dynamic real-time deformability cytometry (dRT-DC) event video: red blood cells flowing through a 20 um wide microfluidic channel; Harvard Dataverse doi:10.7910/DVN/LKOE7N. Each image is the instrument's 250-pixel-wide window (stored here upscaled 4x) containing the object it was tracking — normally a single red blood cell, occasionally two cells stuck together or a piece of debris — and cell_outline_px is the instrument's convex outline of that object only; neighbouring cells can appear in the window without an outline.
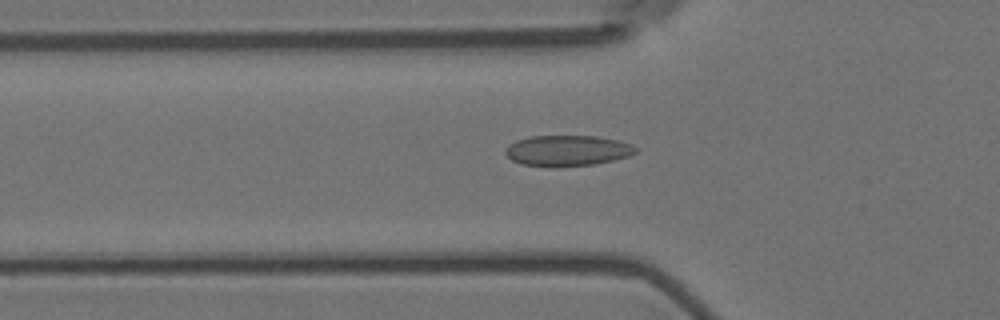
{"species": "Egyptian fruit bat (a non-hibernating species)", "species_latin": "Rousettus aegyptiacus", "temperature_condition": "room temperature", "stored_images_in_passage": 34, "camera_frame_rate_fps": 3000, "um_per_image_px": 0.085, "animal": {"sex": "female"}, "frame": {"image": 1, "passage_image": 4, "time_ms": 1.0, "image_size_px": [1000, 320], "cell_outline_px": [[640, 148], [636, 152], [628, 156], [612, 160], [592, 164], [556, 168], [552, 168], [524, 164], [512, 160], [504, 152], [508, 144], [516, 140], [528, 136], [596, 136], [616, 140], [632, 144]], "centroid_in_image_um": [48.21, 12.8], "position_along_channel_um": 77.6, "area_um2": 23.52}}
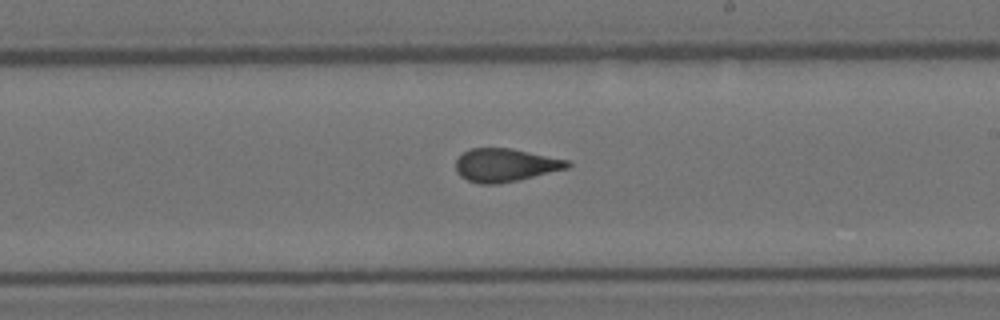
{"frame": {"image": 2, "passage_image": 18, "time_ms": 5.667, "image_size_px": [1000, 320], "cell_outline_px": [[572, 164], [568, 168], [516, 180], [496, 184], [480, 184], [468, 180], [460, 176], [456, 172], [456, 160], [464, 152], [472, 148], [512, 148], [568, 160]], "centroid_in_image_um": [42.94, 14.03], "position_along_channel_um": 246.1, "area_um2": 21.39}}
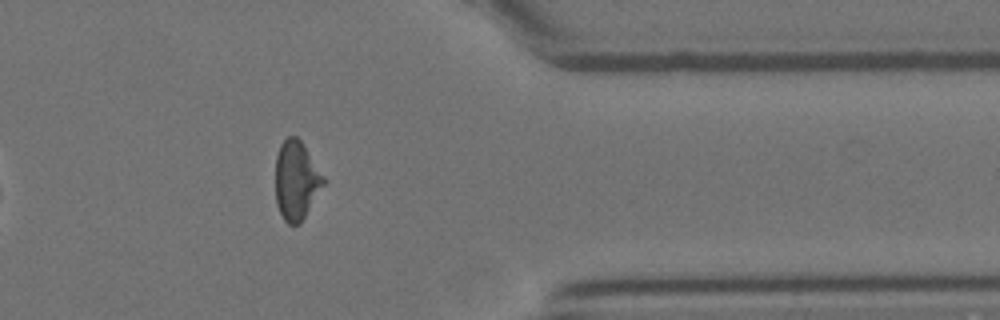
{"frame": {"image": 3, "passage_image": 31, "time_ms": 10.0, "image_size_px": [1000, 320], "cell_outline_px": [[324, 184], [300, 224], [288, 224], [284, 220], [276, 204], [276, 156], [280, 144], [288, 136], [296, 136], [300, 140], [324, 176]], "centroid_in_image_um": [25.17, 15.33], "position_along_channel_um": 386.2, "area_um2": 21.79}, "authors_computed_cell_mechanics": {"area_um2": 21.8484, "velocity_mm_per_s": 3.5894, "shape_relaxation_time_tau1_ms": null, "shape_relaxation_time_tau2_ms": 1.1834, "deformation_change_tau1": null, "deformation_change_tau2": 0.0709}}